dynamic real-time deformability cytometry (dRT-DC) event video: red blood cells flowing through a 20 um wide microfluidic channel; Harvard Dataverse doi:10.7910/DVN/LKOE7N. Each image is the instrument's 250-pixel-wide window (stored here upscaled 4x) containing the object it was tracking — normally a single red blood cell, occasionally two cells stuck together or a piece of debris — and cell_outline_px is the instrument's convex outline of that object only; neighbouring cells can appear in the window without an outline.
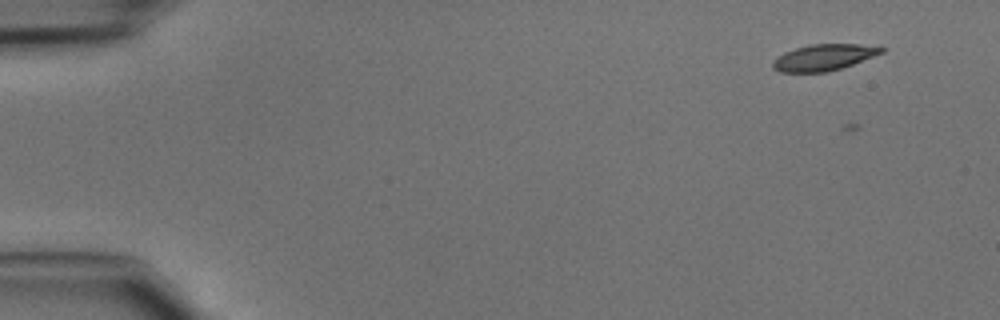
{"species": "common noctule bat (a hibernating species)", "species_latin": "Nyctalus noctula", "temperature_condition": "cold", "stored_images_in_passage": 13, "camera_frame_rate_fps": 3000, "um_per_image_px": 0.085, "animal": {"sex": "male", "body_mass_g": 15.6}, "frame": {"image": 1, "passage_image": 5, "time_ms": 1.333, "image_size_px": [1000, 320], "cell_outline_px": [[888, 48], [884, 52], [852, 64], [828, 72], [780, 72], [772, 68], [772, 60], [784, 52], [796, 48], [812, 44], [860, 44]], "centroid_in_image_um": [70.0, 4.88], "position_along_channel_um": 15.0, "area_um2": 16.59}}